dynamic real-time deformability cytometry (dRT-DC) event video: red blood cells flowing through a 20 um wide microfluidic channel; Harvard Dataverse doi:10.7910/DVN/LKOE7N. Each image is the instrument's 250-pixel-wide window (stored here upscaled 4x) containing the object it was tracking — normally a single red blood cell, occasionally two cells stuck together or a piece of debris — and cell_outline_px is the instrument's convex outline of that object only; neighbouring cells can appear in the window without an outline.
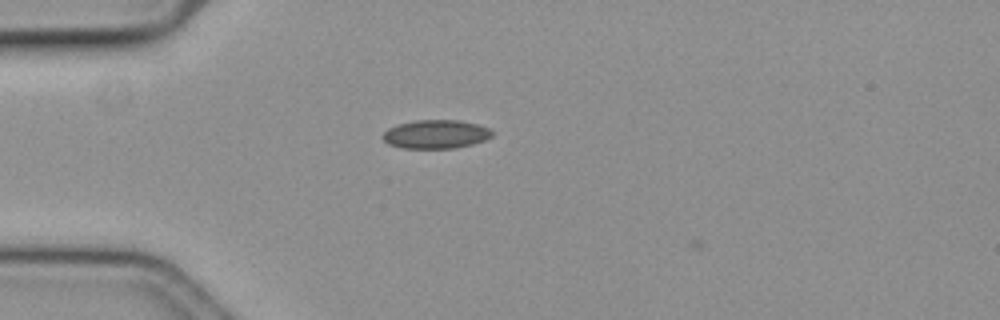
{"species": "common noctule bat (a hibernating species)", "species_latin": "Nyctalus noctula", "temperature_condition": "cold", "stored_images_in_passage": 3, "camera_frame_rate_fps": 3000, "um_per_image_px": 0.085, "animal": {"sex": "female", "body_mass_g": 19.3, "forearm_length_mm": 54.1}, "frame": {"image": 1, "passage_image": 1, "time_ms": 0.0, "image_size_px": [1000, 320], "cell_outline_px": [[492, 136], [484, 140], [472, 144], [456, 148], [400, 148], [388, 144], [380, 136], [388, 128], [396, 124], [416, 120], [460, 120], [476, 124], [488, 128], [492, 132]], "centroid_in_image_um": [36.99, 11.41], "position_along_channel_um": 48.0, "area_um2": 18.32}}